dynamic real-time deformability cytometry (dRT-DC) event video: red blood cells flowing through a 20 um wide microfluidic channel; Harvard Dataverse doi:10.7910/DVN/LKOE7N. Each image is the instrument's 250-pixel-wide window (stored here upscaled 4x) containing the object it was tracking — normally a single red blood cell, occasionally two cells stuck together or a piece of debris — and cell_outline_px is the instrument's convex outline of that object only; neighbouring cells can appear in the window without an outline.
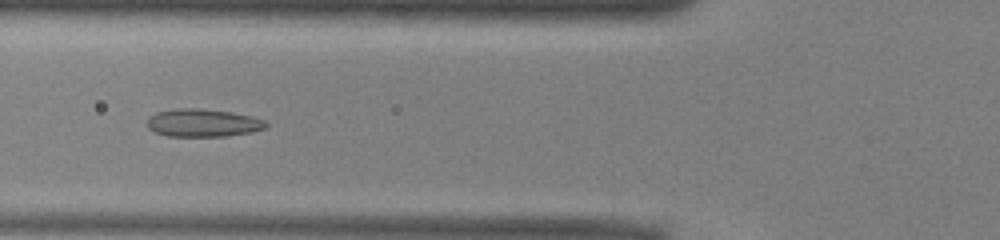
{"species": "common noctule bat (a hibernating species)", "species_latin": "Nyctalus noctula", "temperature_condition": "warm", "stored_images_in_passage": 51, "camera_frame_rate_fps": 3000, "um_per_image_px": 0.085, "animal": {"sex": "male", "body_mass_g": 13.0, "forearm_length_mm": 53.1}, "frame": {"image": 1, "passage_image": 18, "time_ms": 5.667, "image_size_px": [1000, 240], "cell_outline_px": [[268, 124], [264, 128], [252, 132], [228, 136], [168, 136], [156, 132], [148, 128], [148, 116], [156, 112], [176, 108], [196, 108], [232, 112], [252, 116], [264, 120]], "centroid_in_image_um": [17.24, 10.44], "position_along_channel_um": 108.6, "area_um2": 19.31}}
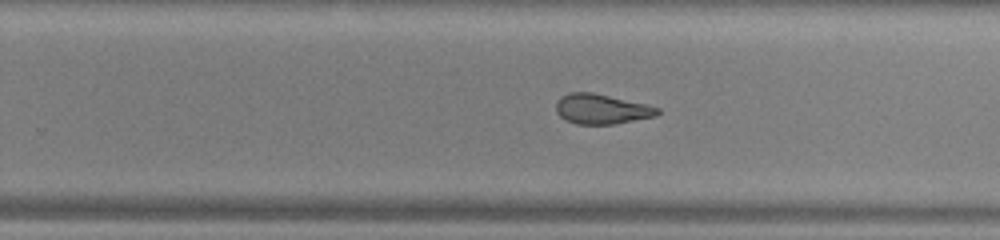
{"frame": {"image": 2, "passage_image": 31, "time_ms": 10.0, "image_size_px": [1000, 240], "cell_outline_px": [[660, 112], [656, 116], [616, 124], [576, 124], [564, 120], [556, 112], [556, 100], [560, 96], [568, 92], [592, 92], [648, 104], [660, 108]], "centroid_in_image_um": [51.12, 9.26], "position_along_channel_um": 278.7, "area_um2": 18.03}}
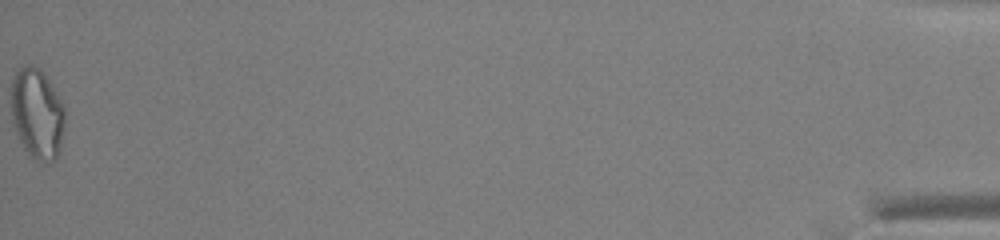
{"frame": {"image": 3, "passage_image": 51, "time_ms": 16.667, "image_size_px": [1000, 240], "cell_outline_px": [[64, 132], [60, 152], [56, 160], [36, 160], [28, 156], [12, 124], [12, 80], [16, 72], [20, 68], [28, 64], [32, 64], [40, 68], [48, 80], [60, 100], [64, 108]], "centroid_in_image_um": [3.16, 9.68], "position_along_channel_um": 432.0, "area_um2": 28.26}, "authors_computed_cell_mechanics": {"area_um2": 20.5768, "velocity_mm_per_s": 3.9391, "shape_relaxation_time_tau1_ms": null, "shape_relaxation_time_tau2_ms": 1.4098, "deformation_change_tau1": null, "deformation_change_tau2": 0.077}}